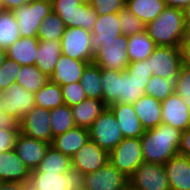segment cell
Masks as SVG:
<instances>
[{
	"label": "cell",
	"mask_w": 190,
	"mask_h": 190,
	"mask_svg": "<svg viewBox=\"0 0 190 190\" xmlns=\"http://www.w3.org/2000/svg\"><path fill=\"white\" fill-rule=\"evenodd\" d=\"M181 44H190V22H185Z\"/></svg>",
	"instance_id": "52"
},
{
	"label": "cell",
	"mask_w": 190,
	"mask_h": 190,
	"mask_svg": "<svg viewBox=\"0 0 190 190\" xmlns=\"http://www.w3.org/2000/svg\"><path fill=\"white\" fill-rule=\"evenodd\" d=\"M39 39L21 37L6 50L7 58L14 60L21 66L35 65Z\"/></svg>",
	"instance_id": "27"
},
{
	"label": "cell",
	"mask_w": 190,
	"mask_h": 190,
	"mask_svg": "<svg viewBox=\"0 0 190 190\" xmlns=\"http://www.w3.org/2000/svg\"><path fill=\"white\" fill-rule=\"evenodd\" d=\"M91 33V48L95 53L105 41L116 40L122 34L119 13L98 16Z\"/></svg>",
	"instance_id": "20"
},
{
	"label": "cell",
	"mask_w": 190,
	"mask_h": 190,
	"mask_svg": "<svg viewBox=\"0 0 190 190\" xmlns=\"http://www.w3.org/2000/svg\"><path fill=\"white\" fill-rule=\"evenodd\" d=\"M190 113V98H182Z\"/></svg>",
	"instance_id": "56"
},
{
	"label": "cell",
	"mask_w": 190,
	"mask_h": 190,
	"mask_svg": "<svg viewBox=\"0 0 190 190\" xmlns=\"http://www.w3.org/2000/svg\"><path fill=\"white\" fill-rule=\"evenodd\" d=\"M129 182L139 190H170L163 164L143 162Z\"/></svg>",
	"instance_id": "14"
},
{
	"label": "cell",
	"mask_w": 190,
	"mask_h": 190,
	"mask_svg": "<svg viewBox=\"0 0 190 190\" xmlns=\"http://www.w3.org/2000/svg\"><path fill=\"white\" fill-rule=\"evenodd\" d=\"M123 190H139L135 186H133L130 182L125 186Z\"/></svg>",
	"instance_id": "55"
},
{
	"label": "cell",
	"mask_w": 190,
	"mask_h": 190,
	"mask_svg": "<svg viewBox=\"0 0 190 190\" xmlns=\"http://www.w3.org/2000/svg\"><path fill=\"white\" fill-rule=\"evenodd\" d=\"M175 92L181 98H190V67L182 65L176 78Z\"/></svg>",
	"instance_id": "44"
},
{
	"label": "cell",
	"mask_w": 190,
	"mask_h": 190,
	"mask_svg": "<svg viewBox=\"0 0 190 190\" xmlns=\"http://www.w3.org/2000/svg\"><path fill=\"white\" fill-rule=\"evenodd\" d=\"M35 106L52 110L64 104L61 87L49 81L35 94Z\"/></svg>",
	"instance_id": "35"
},
{
	"label": "cell",
	"mask_w": 190,
	"mask_h": 190,
	"mask_svg": "<svg viewBox=\"0 0 190 190\" xmlns=\"http://www.w3.org/2000/svg\"><path fill=\"white\" fill-rule=\"evenodd\" d=\"M80 83L87 98L103 100L101 68L98 65L89 63L83 71Z\"/></svg>",
	"instance_id": "32"
},
{
	"label": "cell",
	"mask_w": 190,
	"mask_h": 190,
	"mask_svg": "<svg viewBox=\"0 0 190 190\" xmlns=\"http://www.w3.org/2000/svg\"><path fill=\"white\" fill-rule=\"evenodd\" d=\"M20 38L18 22L12 11L5 10L0 12V48L7 50Z\"/></svg>",
	"instance_id": "34"
},
{
	"label": "cell",
	"mask_w": 190,
	"mask_h": 190,
	"mask_svg": "<svg viewBox=\"0 0 190 190\" xmlns=\"http://www.w3.org/2000/svg\"><path fill=\"white\" fill-rule=\"evenodd\" d=\"M121 32L125 36H132L145 30L144 23L133 15L126 7L119 12Z\"/></svg>",
	"instance_id": "40"
},
{
	"label": "cell",
	"mask_w": 190,
	"mask_h": 190,
	"mask_svg": "<svg viewBox=\"0 0 190 190\" xmlns=\"http://www.w3.org/2000/svg\"><path fill=\"white\" fill-rule=\"evenodd\" d=\"M89 140V130L75 126L67 132L53 137L51 146L62 154L72 157Z\"/></svg>",
	"instance_id": "25"
},
{
	"label": "cell",
	"mask_w": 190,
	"mask_h": 190,
	"mask_svg": "<svg viewBox=\"0 0 190 190\" xmlns=\"http://www.w3.org/2000/svg\"><path fill=\"white\" fill-rule=\"evenodd\" d=\"M52 12L56 13L66 27L92 31L98 15L89 3L81 0H51Z\"/></svg>",
	"instance_id": "4"
},
{
	"label": "cell",
	"mask_w": 190,
	"mask_h": 190,
	"mask_svg": "<svg viewBox=\"0 0 190 190\" xmlns=\"http://www.w3.org/2000/svg\"><path fill=\"white\" fill-rule=\"evenodd\" d=\"M65 24L64 22L59 18V16L51 12L42 22L40 27L38 28L37 32V38L39 40H59L61 41V38L63 36V33L65 32Z\"/></svg>",
	"instance_id": "37"
},
{
	"label": "cell",
	"mask_w": 190,
	"mask_h": 190,
	"mask_svg": "<svg viewBox=\"0 0 190 190\" xmlns=\"http://www.w3.org/2000/svg\"><path fill=\"white\" fill-rule=\"evenodd\" d=\"M35 107V95L17 83L0 93V111L18 121Z\"/></svg>",
	"instance_id": "11"
},
{
	"label": "cell",
	"mask_w": 190,
	"mask_h": 190,
	"mask_svg": "<svg viewBox=\"0 0 190 190\" xmlns=\"http://www.w3.org/2000/svg\"><path fill=\"white\" fill-rule=\"evenodd\" d=\"M84 188L89 190H123L129 178L109 161L95 172L84 174Z\"/></svg>",
	"instance_id": "15"
},
{
	"label": "cell",
	"mask_w": 190,
	"mask_h": 190,
	"mask_svg": "<svg viewBox=\"0 0 190 190\" xmlns=\"http://www.w3.org/2000/svg\"><path fill=\"white\" fill-rule=\"evenodd\" d=\"M128 37L121 34L116 40L105 41L94 53L93 63L101 69L125 71L129 65Z\"/></svg>",
	"instance_id": "9"
},
{
	"label": "cell",
	"mask_w": 190,
	"mask_h": 190,
	"mask_svg": "<svg viewBox=\"0 0 190 190\" xmlns=\"http://www.w3.org/2000/svg\"><path fill=\"white\" fill-rule=\"evenodd\" d=\"M176 89V78H161L152 75L145 88V95H150L155 99L164 100Z\"/></svg>",
	"instance_id": "39"
},
{
	"label": "cell",
	"mask_w": 190,
	"mask_h": 190,
	"mask_svg": "<svg viewBox=\"0 0 190 190\" xmlns=\"http://www.w3.org/2000/svg\"><path fill=\"white\" fill-rule=\"evenodd\" d=\"M0 128L1 129H19V121L8 115L7 113L0 111Z\"/></svg>",
	"instance_id": "47"
},
{
	"label": "cell",
	"mask_w": 190,
	"mask_h": 190,
	"mask_svg": "<svg viewBox=\"0 0 190 190\" xmlns=\"http://www.w3.org/2000/svg\"><path fill=\"white\" fill-rule=\"evenodd\" d=\"M132 105L145 130L152 129L162 123L161 100L144 94Z\"/></svg>",
	"instance_id": "24"
},
{
	"label": "cell",
	"mask_w": 190,
	"mask_h": 190,
	"mask_svg": "<svg viewBox=\"0 0 190 190\" xmlns=\"http://www.w3.org/2000/svg\"><path fill=\"white\" fill-rule=\"evenodd\" d=\"M21 65L6 58L3 66L0 68V91L8 89L15 83Z\"/></svg>",
	"instance_id": "41"
},
{
	"label": "cell",
	"mask_w": 190,
	"mask_h": 190,
	"mask_svg": "<svg viewBox=\"0 0 190 190\" xmlns=\"http://www.w3.org/2000/svg\"><path fill=\"white\" fill-rule=\"evenodd\" d=\"M150 73L161 78H177L182 66L180 47L157 46L148 58Z\"/></svg>",
	"instance_id": "12"
},
{
	"label": "cell",
	"mask_w": 190,
	"mask_h": 190,
	"mask_svg": "<svg viewBox=\"0 0 190 190\" xmlns=\"http://www.w3.org/2000/svg\"><path fill=\"white\" fill-rule=\"evenodd\" d=\"M90 6L98 16L119 13L126 7V0H91Z\"/></svg>",
	"instance_id": "43"
},
{
	"label": "cell",
	"mask_w": 190,
	"mask_h": 190,
	"mask_svg": "<svg viewBox=\"0 0 190 190\" xmlns=\"http://www.w3.org/2000/svg\"><path fill=\"white\" fill-rule=\"evenodd\" d=\"M90 140L108 153L124 138L113 112L107 107L88 129Z\"/></svg>",
	"instance_id": "8"
},
{
	"label": "cell",
	"mask_w": 190,
	"mask_h": 190,
	"mask_svg": "<svg viewBox=\"0 0 190 190\" xmlns=\"http://www.w3.org/2000/svg\"><path fill=\"white\" fill-rule=\"evenodd\" d=\"M166 7L164 0H126V8L144 25L155 20Z\"/></svg>",
	"instance_id": "29"
},
{
	"label": "cell",
	"mask_w": 190,
	"mask_h": 190,
	"mask_svg": "<svg viewBox=\"0 0 190 190\" xmlns=\"http://www.w3.org/2000/svg\"><path fill=\"white\" fill-rule=\"evenodd\" d=\"M82 2L89 3L91 0H81Z\"/></svg>",
	"instance_id": "58"
},
{
	"label": "cell",
	"mask_w": 190,
	"mask_h": 190,
	"mask_svg": "<svg viewBox=\"0 0 190 190\" xmlns=\"http://www.w3.org/2000/svg\"><path fill=\"white\" fill-rule=\"evenodd\" d=\"M182 131L160 123L140 137L144 162L165 164L178 154Z\"/></svg>",
	"instance_id": "1"
},
{
	"label": "cell",
	"mask_w": 190,
	"mask_h": 190,
	"mask_svg": "<svg viewBox=\"0 0 190 190\" xmlns=\"http://www.w3.org/2000/svg\"><path fill=\"white\" fill-rule=\"evenodd\" d=\"M164 2L168 7H177L183 9L190 3V0H164Z\"/></svg>",
	"instance_id": "51"
},
{
	"label": "cell",
	"mask_w": 190,
	"mask_h": 190,
	"mask_svg": "<svg viewBox=\"0 0 190 190\" xmlns=\"http://www.w3.org/2000/svg\"><path fill=\"white\" fill-rule=\"evenodd\" d=\"M156 47L155 42L149 37L145 30L128 36L127 55L129 62L146 60L152 55Z\"/></svg>",
	"instance_id": "30"
},
{
	"label": "cell",
	"mask_w": 190,
	"mask_h": 190,
	"mask_svg": "<svg viewBox=\"0 0 190 190\" xmlns=\"http://www.w3.org/2000/svg\"><path fill=\"white\" fill-rule=\"evenodd\" d=\"M19 132L27 137L47 142L53 141L50 110L35 106L19 121Z\"/></svg>",
	"instance_id": "13"
},
{
	"label": "cell",
	"mask_w": 190,
	"mask_h": 190,
	"mask_svg": "<svg viewBox=\"0 0 190 190\" xmlns=\"http://www.w3.org/2000/svg\"><path fill=\"white\" fill-rule=\"evenodd\" d=\"M178 154H181L190 158V128L184 130L181 134Z\"/></svg>",
	"instance_id": "46"
},
{
	"label": "cell",
	"mask_w": 190,
	"mask_h": 190,
	"mask_svg": "<svg viewBox=\"0 0 190 190\" xmlns=\"http://www.w3.org/2000/svg\"><path fill=\"white\" fill-rule=\"evenodd\" d=\"M51 12V0H32L12 10L21 37L26 38H37L38 28Z\"/></svg>",
	"instance_id": "5"
},
{
	"label": "cell",
	"mask_w": 190,
	"mask_h": 190,
	"mask_svg": "<svg viewBox=\"0 0 190 190\" xmlns=\"http://www.w3.org/2000/svg\"><path fill=\"white\" fill-rule=\"evenodd\" d=\"M31 170L14 150L0 153V182L28 183Z\"/></svg>",
	"instance_id": "21"
},
{
	"label": "cell",
	"mask_w": 190,
	"mask_h": 190,
	"mask_svg": "<svg viewBox=\"0 0 190 190\" xmlns=\"http://www.w3.org/2000/svg\"><path fill=\"white\" fill-rule=\"evenodd\" d=\"M109 153L89 140L72 157L71 166L82 174L97 171L108 162Z\"/></svg>",
	"instance_id": "16"
},
{
	"label": "cell",
	"mask_w": 190,
	"mask_h": 190,
	"mask_svg": "<svg viewBox=\"0 0 190 190\" xmlns=\"http://www.w3.org/2000/svg\"><path fill=\"white\" fill-rule=\"evenodd\" d=\"M182 65L190 67V44H180Z\"/></svg>",
	"instance_id": "49"
},
{
	"label": "cell",
	"mask_w": 190,
	"mask_h": 190,
	"mask_svg": "<svg viewBox=\"0 0 190 190\" xmlns=\"http://www.w3.org/2000/svg\"><path fill=\"white\" fill-rule=\"evenodd\" d=\"M183 13L185 21L190 22V3L185 8H183Z\"/></svg>",
	"instance_id": "53"
},
{
	"label": "cell",
	"mask_w": 190,
	"mask_h": 190,
	"mask_svg": "<svg viewBox=\"0 0 190 190\" xmlns=\"http://www.w3.org/2000/svg\"><path fill=\"white\" fill-rule=\"evenodd\" d=\"M50 145L47 142L19 133L13 150L27 168L32 171L40 165Z\"/></svg>",
	"instance_id": "18"
},
{
	"label": "cell",
	"mask_w": 190,
	"mask_h": 190,
	"mask_svg": "<svg viewBox=\"0 0 190 190\" xmlns=\"http://www.w3.org/2000/svg\"><path fill=\"white\" fill-rule=\"evenodd\" d=\"M151 76L148 58L130 62L125 71H120L118 103L137 102L144 95Z\"/></svg>",
	"instance_id": "3"
},
{
	"label": "cell",
	"mask_w": 190,
	"mask_h": 190,
	"mask_svg": "<svg viewBox=\"0 0 190 190\" xmlns=\"http://www.w3.org/2000/svg\"><path fill=\"white\" fill-rule=\"evenodd\" d=\"M49 77L42 73L36 65L21 66L15 83L35 94L47 82Z\"/></svg>",
	"instance_id": "33"
},
{
	"label": "cell",
	"mask_w": 190,
	"mask_h": 190,
	"mask_svg": "<svg viewBox=\"0 0 190 190\" xmlns=\"http://www.w3.org/2000/svg\"><path fill=\"white\" fill-rule=\"evenodd\" d=\"M60 87L62 90L63 102L69 107L80 104L87 98L80 81Z\"/></svg>",
	"instance_id": "42"
},
{
	"label": "cell",
	"mask_w": 190,
	"mask_h": 190,
	"mask_svg": "<svg viewBox=\"0 0 190 190\" xmlns=\"http://www.w3.org/2000/svg\"><path fill=\"white\" fill-rule=\"evenodd\" d=\"M2 11H5V7H4L3 1L0 0V12Z\"/></svg>",
	"instance_id": "57"
},
{
	"label": "cell",
	"mask_w": 190,
	"mask_h": 190,
	"mask_svg": "<svg viewBox=\"0 0 190 190\" xmlns=\"http://www.w3.org/2000/svg\"><path fill=\"white\" fill-rule=\"evenodd\" d=\"M107 107L103 100L86 98L80 104H76L70 108L75 125L80 128L89 129L95 119Z\"/></svg>",
	"instance_id": "26"
},
{
	"label": "cell",
	"mask_w": 190,
	"mask_h": 190,
	"mask_svg": "<svg viewBox=\"0 0 190 190\" xmlns=\"http://www.w3.org/2000/svg\"><path fill=\"white\" fill-rule=\"evenodd\" d=\"M170 190H190V158L177 154L165 164Z\"/></svg>",
	"instance_id": "22"
},
{
	"label": "cell",
	"mask_w": 190,
	"mask_h": 190,
	"mask_svg": "<svg viewBox=\"0 0 190 190\" xmlns=\"http://www.w3.org/2000/svg\"><path fill=\"white\" fill-rule=\"evenodd\" d=\"M6 58H7L6 50L0 48V68L3 66Z\"/></svg>",
	"instance_id": "54"
},
{
	"label": "cell",
	"mask_w": 190,
	"mask_h": 190,
	"mask_svg": "<svg viewBox=\"0 0 190 190\" xmlns=\"http://www.w3.org/2000/svg\"><path fill=\"white\" fill-rule=\"evenodd\" d=\"M50 122L53 137L63 134L76 126L71 108L66 104L50 110Z\"/></svg>",
	"instance_id": "36"
},
{
	"label": "cell",
	"mask_w": 190,
	"mask_h": 190,
	"mask_svg": "<svg viewBox=\"0 0 190 190\" xmlns=\"http://www.w3.org/2000/svg\"><path fill=\"white\" fill-rule=\"evenodd\" d=\"M119 70L101 69L103 102L109 106L118 103Z\"/></svg>",
	"instance_id": "38"
},
{
	"label": "cell",
	"mask_w": 190,
	"mask_h": 190,
	"mask_svg": "<svg viewBox=\"0 0 190 190\" xmlns=\"http://www.w3.org/2000/svg\"><path fill=\"white\" fill-rule=\"evenodd\" d=\"M118 121L124 138H140L145 129L136 115L133 105L129 103H113L108 106Z\"/></svg>",
	"instance_id": "19"
},
{
	"label": "cell",
	"mask_w": 190,
	"mask_h": 190,
	"mask_svg": "<svg viewBox=\"0 0 190 190\" xmlns=\"http://www.w3.org/2000/svg\"><path fill=\"white\" fill-rule=\"evenodd\" d=\"M162 123L180 131L190 128V113L182 98L173 92L161 101Z\"/></svg>",
	"instance_id": "17"
},
{
	"label": "cell",
	"mask_w": 190,
	"mask_h": 190,
	"mask_svg": "<svg viewBox=\"0 0 190 190\" xmlns=\"http://www.w3.org/2000/svg\"><path fill=\"white\" fill-rule=\"evenodd\" d=\"M5 10L12 11L16 7H19L21 5L27 4L32 0H2Z\"/></svg>",
	"instance_id": "50"
},
{
	"label": "cell",
	"mask_w": 190,
	"mask_h": 190,
	"mask_svg": "<svg viewBox=\"0 0 190 190\" xmlns=\"http://www.w3.org/2000/svg\"><path fill=\"white\" fill-rule=\"evenodd\" d=\"M185 22L183 9L167 6L155 20L145 25V31L156 46L180 47Z\"/></svg>",
	"instance_id": "2"
},
{
	"label": "cell",
	"mask_w": 190,
	"mask_h": 190,
	"mask_svg": "<svg viewBox=\"0 0 190 190\" xmlns=\"http://www.w3.org/2000/svg\"><path fill=\"white\" fill-rule=\"evenodd\" d=\"M84 174L71 168L66 173L31 171L28 182L32 190H80L84 187Z\"/></svg>",
	"instance_id": "6"
},
{
	"label": "cell",
	"mask_w": 190,
	"mask_h": 190,
	"mask_svg": "<svg viewBox=\"0 0 190 190\" xmlns=\"http://www.w3.org/2000/svg\"><path fill=\"white\" fill-rule=\"evenodd\" d=\"M60 55L61 41L39 40L35 65L42 73L50 77L54 71L55 65L57 64Z\"/></svg>",
	"instance_id": "28"
},
{
	"label": "cell",
	"mask_w": 190,
	"mask_h": 190,
	"mask_svg": "<svg viewBox=\"0 0 190 190\" xmlns=\"http://www.w3.org/2000/svg\"><path fill=\"white\" fill-rule=\"evenodd\" d=\"M71 168V157L50 145L36 170L41 173H66Z\"/></svg>",
	"instance_id": "31"
},
{
	"label": "cell",
	"mask_w": 190,
	"mask_h": 190,
	"mask_svg": "<svg viewBox=\"0 0 190 190\" xmlns=\"http://www.w3.org/2000/svg\"><path fill=\"white\" fill-rule=\"evenodd\" d=\"M28 183L0 182V190H27Z\"/></svg>",
	"instance_id": "48"
},
{
	"label": "cell",
	"mask_w": 190,
	"mask_h": 190,
	"mask_svg": "<svg viewBox=\"0 0 190 190\" xmlns=\"http://www.w3.org/2000/svg\"><path fill=\"white\" fill-rule=\"evenodd\" d=\"M108 161L127 178L144 162L140 138H123L109 152Z\"/></svg>",
	"instance_id": "7"
},
{
	"label": "cell",
	"mask_w": 190,
	"mask_h": 190,
	"mask_svg": "<svg viewBox=\"0 0 190 190\" xmlns=\"http://www.w3.org/2000/svg\"><path fill=\"white\" fill-rule=\"evenodd\" d=\"M88 64L89 62L72 59L61 54L49 79L59 86L78 82Z\"/></svg>",
	"instance_id": "23"
},
{
	"label": "cell",
	"mask_w": 190,
	"mask_h": 190,
	"mask_svg": "<svg viewBox=\"0 0 190 190\" xmlns=\"http://www.w3.org/2000/svg\"><path fill=\"white\" fill-rule=\"evenodd\" d=\"M92 33L83 28L66 27L61 38V54L72 59L93 63Z\"/></svg>",
	"instance_id": "10"
},
{
	"label": "cell",
	"mask_w": 190,
	"mask_h": 190,
	"mask_svg": "<svg viewBox=\"0 0 190 190\" xmlns=\"http://www.w3.org/2000/svg\"><path fill=\"white\" fill-rule=\"evenodd\" d=\"M19 133V129L0 128V153L14 149V145Z\"/></svg>",
	"instance_id": "45"
}]
</instances>
